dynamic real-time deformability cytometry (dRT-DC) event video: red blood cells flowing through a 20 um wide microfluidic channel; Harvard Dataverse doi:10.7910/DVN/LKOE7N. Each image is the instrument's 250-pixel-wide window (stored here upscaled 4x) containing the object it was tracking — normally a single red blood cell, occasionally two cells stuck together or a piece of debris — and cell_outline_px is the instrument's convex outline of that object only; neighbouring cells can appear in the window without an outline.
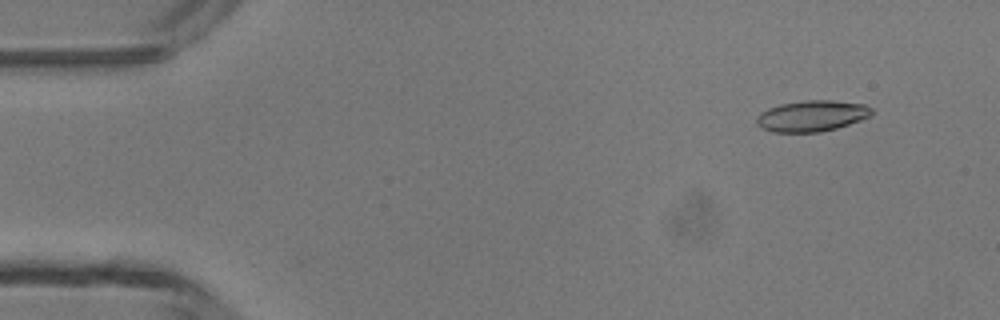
{"species": "common noctule bat (a hibernating species)", "species_latin": "Nyctalus noctula", "temperature_condition": "room temperature", "stored_images_in_passage": 35, "camera_frame_rate_fps": 3000, "um_per_image_px": 0.085, "animal": {"sex": "male", "body_mass_g": 13.3}, "frame": {"image": 1, "passage_image": 4, "time_ms": 1.0, "image_size_px": [1000, 320], "cell_outline_px": [[872, 112], [868, 116], [860, 120], [836, 128], [820, 132], [772, 132], [760, 128], [756, 124], [756, 116], [760, 112], [768, 108], [780, 104], [804, 100], [832, 100], [864, 104], [872, 108]], "centroid_in_image_um": [68.94, 9.85], "position_along_channel_um": 16.1, "area_um2": 20.87}}
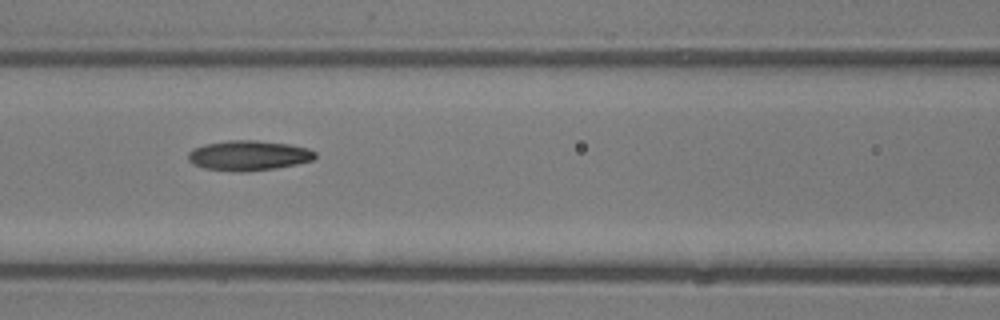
{"frame": {"image": 2, "passage_image": 20, "time_ms": 6.333, "image_size_px": [1000, 320], "cell_outline_px": [[316, 156], [312, 160], [296, 164], [276, 168], [244, 172], [240, 172], [204, 168], [192, 164], [188, 160], [188, 152], [192, 148], [204, 144], [228, 140], [256, 140], [288, 144], [308, 148], [316, 152]], "centroid_in_image_um": [21.1, 13.21], "position_along_channel_um": 145.5, "area_um2": 22.31}}
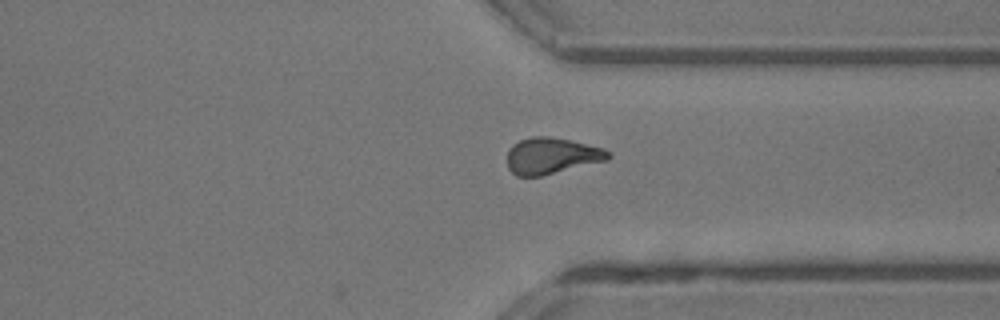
{"frame": {"image": 3, "passage_image": 35, "time_ms": 11.333, "image_size_px": [1000, 320], "cell_outline_px": [[612, 156], [608, 160], [540, 176], [516, 176], [508, 168], [508, 148], [512, 144], [520, 140], [532, 136], [548, 136], [568, 140], [604, 148]], "centroid_in_image_um": [46.87, 13.24], "position_along_channel_um": 364.5, "area_um2": 21.27}, "authors_computed_cell_mechanics": {"area_um2": 21.5016, "velocity_mm_per_s": 4.3847, "shape_relaxation_time_tau1_ms": null, "shape_relaxation_time_tau2_ms": 4.7127, "deformation_change_tau1": null, "deformation_change_tau2": 0.1372}}